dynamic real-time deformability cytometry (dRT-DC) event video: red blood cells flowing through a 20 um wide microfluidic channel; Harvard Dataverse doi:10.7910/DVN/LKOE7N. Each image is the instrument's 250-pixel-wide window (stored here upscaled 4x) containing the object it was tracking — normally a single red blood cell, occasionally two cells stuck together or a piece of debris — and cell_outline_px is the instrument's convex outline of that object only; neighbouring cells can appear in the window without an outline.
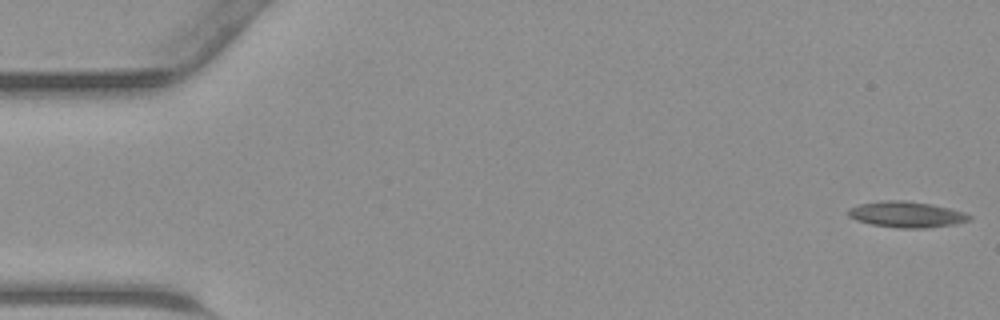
{"species": "common noctule bat (a hibernating species)", "species_latin": "Nyctalus noctula", "temperature_condition": "warm", "stored_images_in_passage": 39, "camera_frame_rate_fps": 3000, "um_per_image_px": 0.085, "animal": {"sex": "male", "body_mass_g": 23.1, "forearm_length_mm": 52.7}, "frame": {"image": 1, "passage_image": 1, "time_ms": 0.0, "image_size_px": [1000, 320], "cell_outline_px": [[972, 220], [956, 224], [924, 228], [900, 228], [872, 224], [856, 220], [848, 216], [848, 208], [860, 204], [884, 200], [904, 200], [932, 204], [964, 212], [972, 216]], "centroid_in_image_um": [77.07, 18.22], "position_along_channel_um": 7.9, "area_um2": 18.32}}
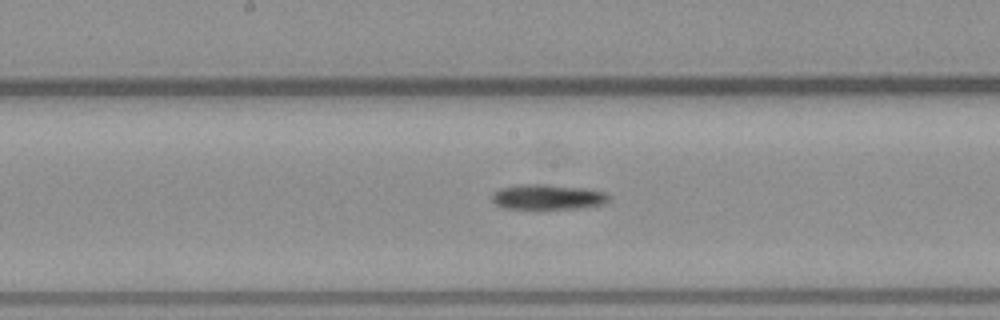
{"frame": {"image": 2, "passage_image": 23, "time_ms": 7.333, "image_size_px": [1000, 320], "cell_outline_px": [[612, 200], [604, 204], [576, 208], [504, 208], [496, 204], [492, 200], [492, 192], [500, 188], [520, 184], [544, 184], [588, 188], [604, 192], [612, 196]], "centroid_in_image_um": [46.6, 16.72], "position_along_channel_um": 201.6, "area_um2": 17.22}}
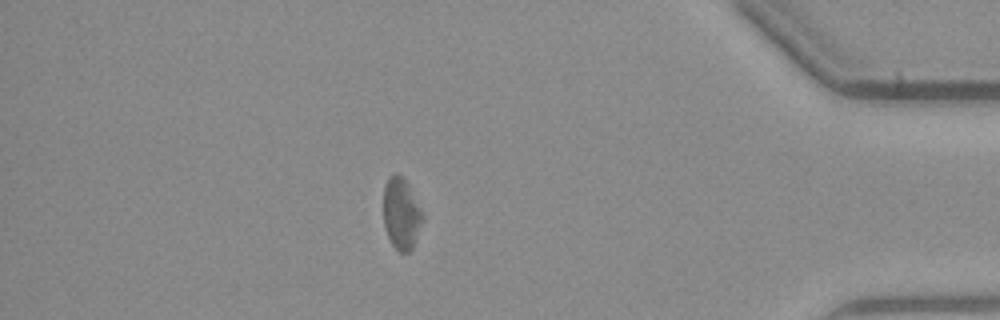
{"frame": {"image": 3, "passage_image": 39, "time_ms": 12.667, "image_size_px": [1000, 320], "cell_outline_px": [[424, 220], [412, 248], [408, 252], [400, 252], [392, 244], [388, 236], [384, 224], [384, 184], [388, 176], [396, 172], [404, 180], [420, 208], [424, 216]], "centroid_in_image_um": [34.1, 18.17], "position_along_channel_um": 401.1, "area_um2": 16.01}}